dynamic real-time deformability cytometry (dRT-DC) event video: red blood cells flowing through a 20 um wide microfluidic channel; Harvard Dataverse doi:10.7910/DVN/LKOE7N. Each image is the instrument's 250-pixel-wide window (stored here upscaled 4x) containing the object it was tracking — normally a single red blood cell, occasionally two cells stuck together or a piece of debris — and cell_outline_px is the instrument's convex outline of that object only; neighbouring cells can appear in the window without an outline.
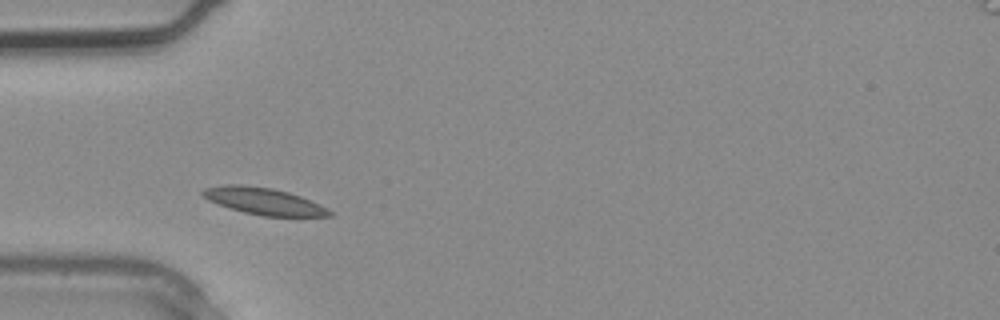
{"species": "common noctule bat (a hibernating species)", "species_latin": "Nyctalus noctula", "temperature_condition": "warm", "stored_images_in_passage": 1, "camera_frame_rate_fps": 3000, "um_per_image_px": 0.085, "animal": {"sex": "male", "body_mass_g": 20.4}, "frame": {"image": 1, "passage_image": 1, "time_ms": 0.0, "image_size_px": [1000, 320], "cell_outline_px": [[332, 216], [264, 216], [244, 212], [208, 200], [200, 192], [204, 188], [224, 184], [240, 184], [272, 188], [288, 192], [300, 196], [332, 212]], "centroid_in_image_um": [22.36, 17.08], "position_along_channel_um": 62.6, "area_um2": 19.36}}